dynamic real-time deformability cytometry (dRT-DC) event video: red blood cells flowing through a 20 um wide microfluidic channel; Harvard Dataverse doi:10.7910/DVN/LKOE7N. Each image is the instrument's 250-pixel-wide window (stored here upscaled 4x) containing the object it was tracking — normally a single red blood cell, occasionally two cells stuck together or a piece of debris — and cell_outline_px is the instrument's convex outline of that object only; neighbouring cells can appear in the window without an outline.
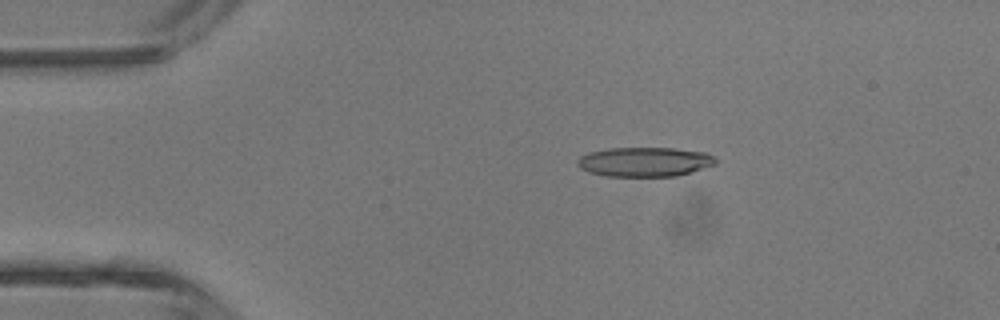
{"species": "common noctule bat (a hibernating species)", "species_latin": "Nyctalus noctula", "temperature_condition": "room temperature", "stored_images_in_passage": 2, "camera_frame_rate_fps": 3000, "um_per_image_px": 0.085, "animal": {"sex": "male", "body_mass_g": 13.3}, "frame": {"image": 1, "passage_image": 1, "time_ms": 0.0, "image_size_px": [1000, 320], "cell_outline_px": [[716, 164], [676, 176], [604, 176], [588, 172], [580, 168], [576, 164], [576, 160], [580, 156], [588, 152], [608, 148], [672, 148], [704, 152], [716, 156]], "centroid_in_image_um": [54.75, 13.75], "position_along_channel_um": 30.2, "area_um2": 23.81}}